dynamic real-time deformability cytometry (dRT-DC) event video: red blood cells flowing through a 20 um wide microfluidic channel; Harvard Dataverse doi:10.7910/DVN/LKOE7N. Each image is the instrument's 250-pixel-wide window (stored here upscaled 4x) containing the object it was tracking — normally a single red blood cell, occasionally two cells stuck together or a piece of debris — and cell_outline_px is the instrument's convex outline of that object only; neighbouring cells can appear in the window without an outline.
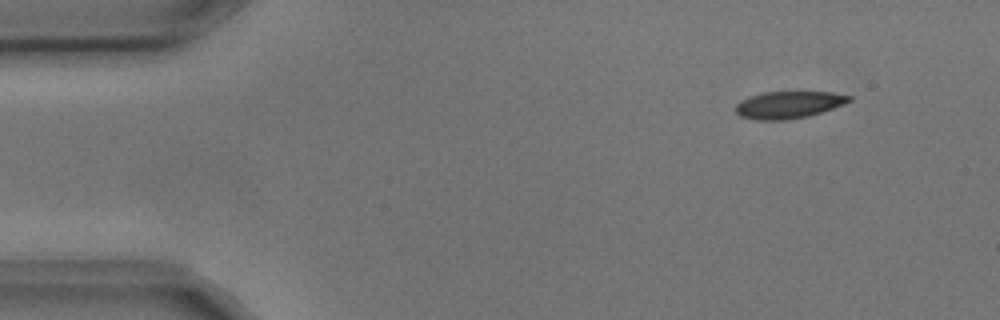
{"species": "common noctule bat (a hibernating species)", "species_latin": "Nyctalus noctula", "temperature_condition": "cold", "stored_images_in_passage": 3, "camera_frame_rate_fps": 3000, "um_per_image_px": 0.085, "animal": {"sex": "male", "body_mass_g": 17.9, "forearm_length_mm": 54.2}, "frame": {"image": 1, "passage_image": 1, "time_ms": 0.0, "image_size_px": [1000, 320], "cell_outline_px": [[852, 100], [844, 104], [808, 116], [784, 120], [756, 120], [740, 116], [736, 112], [736, 104], [740, 100], [748, 96], [764, 92], [832, 92], [852, 96]], "centroid_in_image_um": [67.01, 8.9], "position_along_channel_um": 18.0, "area_um2": 17.92}}